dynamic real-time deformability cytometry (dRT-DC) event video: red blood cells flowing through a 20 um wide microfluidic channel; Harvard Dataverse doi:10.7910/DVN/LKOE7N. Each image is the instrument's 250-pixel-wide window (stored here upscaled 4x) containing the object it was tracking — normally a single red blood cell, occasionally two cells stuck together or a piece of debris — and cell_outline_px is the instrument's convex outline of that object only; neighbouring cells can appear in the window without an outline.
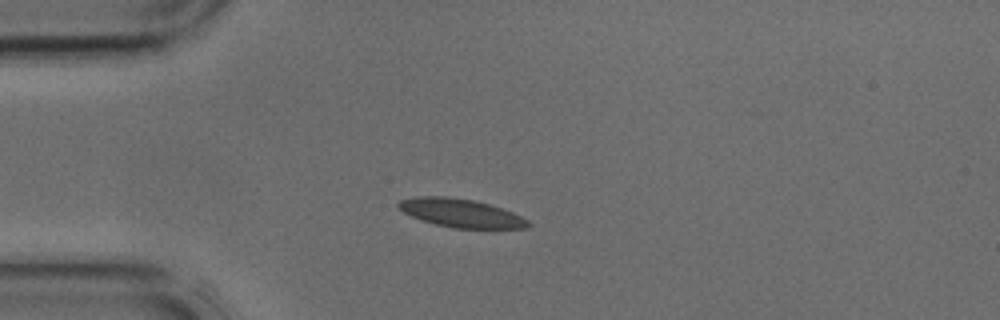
{"species": "common noctule bat (a hibernating species)", "species_latin": "Nyctalus noctula", "temperature_condition": "cold", "stored_images_in_passage": 10, "camera_frame_rate_fps": 3000, "um_per_image_px": 0.085, "animal": {"sex": "male", "body_mass_g": 17.9, "forearm_length_mm": 54.2}, "frame": {"image": 1, "passage_image": 2, "time_ms": 0.333, "image_size_px": [1000, 320], "cell_outline_px": [[532, 224], [524, 228], [452, 228], [420, 220], [404, 212], [396, 204], [400, 200], [416, 196], [444, 196], [472, 200], [488, 204], [512, 212], [528, 220]], "centroid_in_image_um": [39.15, 18.11], "position_along_channel_um": 45.9, "area_um2": 21.21}}
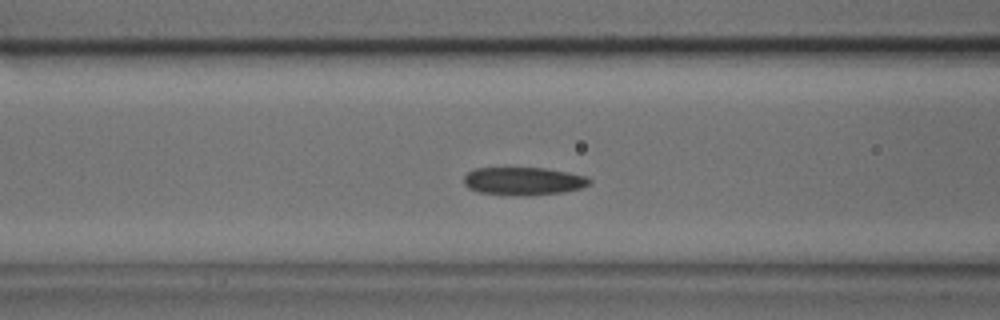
{"frame": {"image": 2, "passage_image": 8, "time_ms": 2.333, "image_size_px": [1000, 320], "cell_outline_px": [[592, 180], [588, 184], [580, 188], [564, 192], [532, 196], [512, 196], [480, 192], [468, 188], [464, 184], [464, 176], [472, 168], [544, 168], [584, 176]], "centroid_in_image_um": [44.44, 15.41], "position_along_channel_um": 122.2, "area_um2": 20.52}}